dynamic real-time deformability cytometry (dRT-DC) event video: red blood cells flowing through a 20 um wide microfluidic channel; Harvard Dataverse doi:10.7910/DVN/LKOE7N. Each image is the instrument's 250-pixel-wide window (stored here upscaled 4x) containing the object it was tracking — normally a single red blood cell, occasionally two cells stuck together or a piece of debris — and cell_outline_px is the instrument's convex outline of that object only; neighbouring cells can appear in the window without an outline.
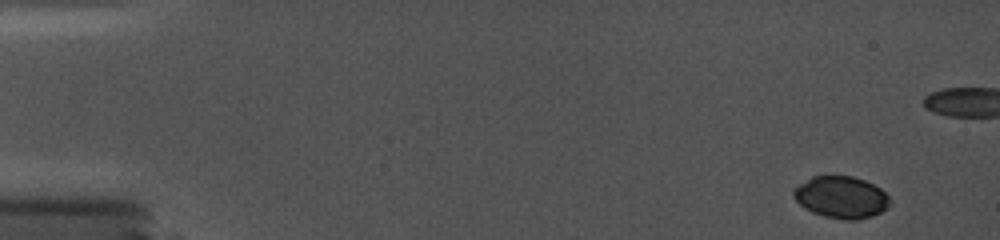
{"species": "common noctule bat (a hibernating species)", "species_latin": "Nyctalus noctula", "temperature_condition": "cold", "stored_images_in_passage": 23, "segment_of_instrument_passage": [1, 2], "camera_frame_rate_fps": 5000, "um_per_image_px": 0.085, "animal": {"sex": "female", "body_mass_g": 19.0, "forearm_length_mm": 56.7}, "frame": {"image": 1, "passage_image": 1, "time_ms": 0.0, "image_size_px": [1000, 240], "cell_outline_px": [[892, 204], [888, 208], [872, 216], [856, 220], [848, 220], [824, 216], [812, 212], [804, 208], [792, 196], [792, 192], [800, 184], [812, 176], [852, 176], [864, 180], [880, 188], [892, 200]], "centroid_in_image_um": [71.53, 16.77], "position_along_channel_um": 13.5, "area_um2": 23.52}}
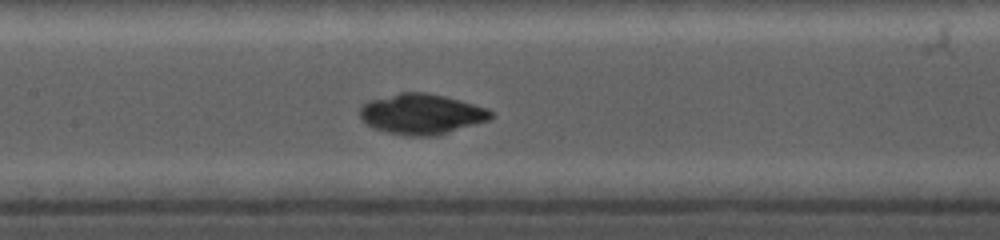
{"frame": {"image": 2, "passage_image": 15, "time_ms": 7.8, "image_size_px": [1000, 240], "cell_outline_px": [[492, 116], [488, 120], [436, 136], [408, 136], [388, 132], [376, 128], [368, 124], [360, 116], [360, 108], [368, 100], [400, 92], [428, 92], [460, 100], [488, 108], [492, 112]], "centroid_in_image_um": [35.84, 9.68], "position_along_channel_um": 171.6, "area_um2": 30.63}}
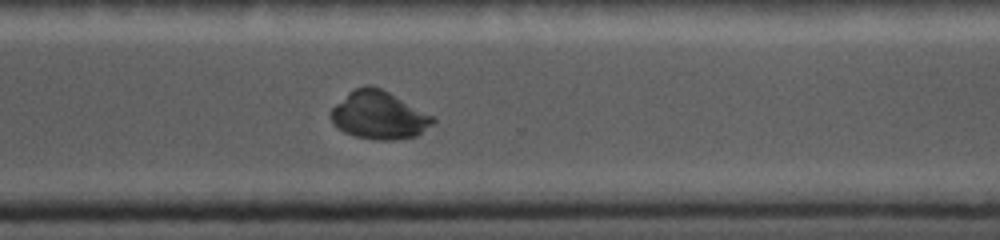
{"frame": {"image": 3, "passage_image": 22, "time_ms": 12.2, "image_size_px": [1000, 240], "cell_outline_px": [[436, 124], [416, 136], [392, 140], [376, 140], [356, 136], [344, 132], [332, 124], [328, 116], [328, 112], [348, 92], [356, 88], [368, 84], [372, 84], [436, 116]], "centroid_in_image_um": [32.22, 9.79], "position_along_channel_um": 338.4, "area_um2": 28.96}}